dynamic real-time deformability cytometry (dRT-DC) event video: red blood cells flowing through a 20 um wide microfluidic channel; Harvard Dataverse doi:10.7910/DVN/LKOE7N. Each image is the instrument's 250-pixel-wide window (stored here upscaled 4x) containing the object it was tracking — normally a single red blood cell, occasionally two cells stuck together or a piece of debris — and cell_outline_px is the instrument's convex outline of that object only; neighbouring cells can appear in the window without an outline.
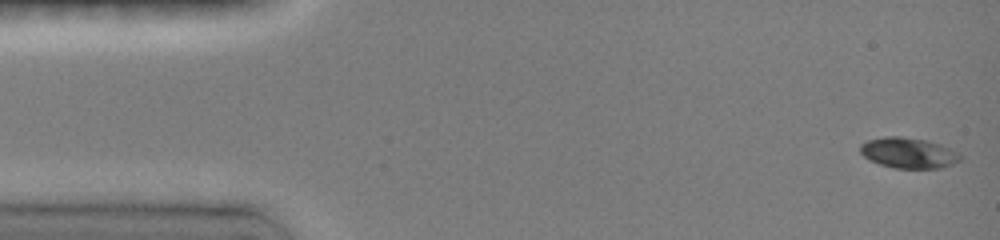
{"species": "common noctule bat (a hibernating species)", "species_latin": "Nyctalus noctula", "temperature_condition": "room temperature", "stored_images_in_passage": 47, "camera_frame_rate_fps": 3000, "um_per_image_px": 0.085, "animal": {"sex": "female", "body_mass_g": 19.0, "forearm_length_mm": 51.5}, "frame": {"image": 1, "passage_image": 1, "time_ms": 0.0, "image_size_px": [1000, 240], "cell_outline_px": [[964, 156], [960, 160], [952, 164], [940, 168], [896, 168], [880, 164], [868, 160], [860, 152], [860, 144], [868, 140], [884, 136], [900, 136], [928, 140], [940, 144]], "centroid_in_image_um": [77.2, 12.99], "position_along_channel_um": 7.8, "area_um2": 17.86}}
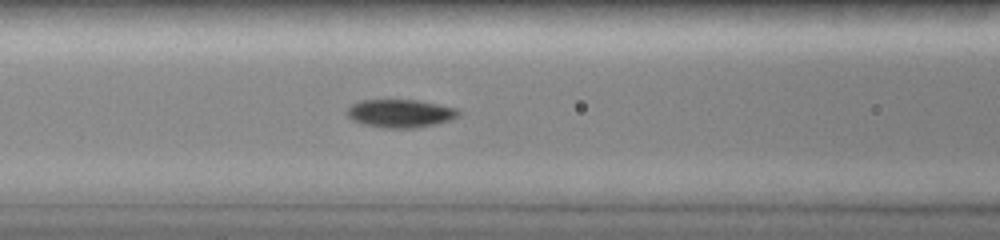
{"frame": {"image": 2, "passage_image": 19, "time_ms": 6.0, "image_size_px": [1000, 240], "cell_outline_px": [[460, 116], [452, 120], [436, 124], [416, 128], [384, 128], [364, 124], [352, 120], [344, 112], [352, 104], [360, 100], [416, 100], [460, 108]], "centroid_in_image_um": [34.06, 9.64], "position_along_channel_um": 132.5, "area_um2": 18.55}}
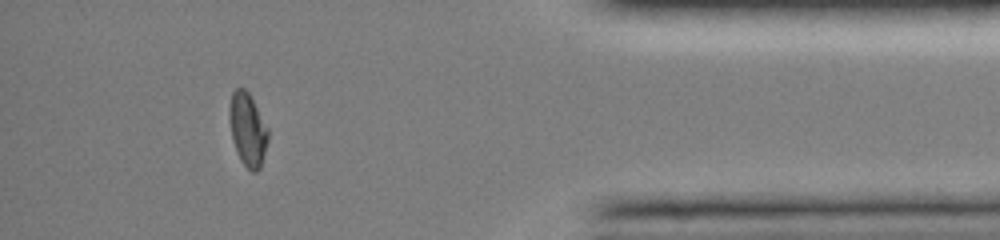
{"frame": {"image": 3, "passage_image": 42, "time_ms": 13.667, "image_size_px": [1000, 240], "cell_outline_px": [[268, 140], [260, 168], [256, 172], [252, 172], [240, 160], [236, 152], [232, 140], [228, 116], [228, 108], [232, 92], [236, 88], [244, 88], [248, 92], [268, 128]], "centroid_in_image_um": [21.02, 11.0], "position_along_channel_um": 414.2, "area_um2": 16.53}, "authors_computed_cell_mechanics": {"area_um2": 17.2244, "velocity_mm_per_s": 4.0413, "shape_relaxation_time_tau1_ms": 3.1816, "shape_relaxation_time_tau2_ms": 6.2123, "deformation_change_tau1": 0.1538, "deformation_change_tau2": 0.0461}}